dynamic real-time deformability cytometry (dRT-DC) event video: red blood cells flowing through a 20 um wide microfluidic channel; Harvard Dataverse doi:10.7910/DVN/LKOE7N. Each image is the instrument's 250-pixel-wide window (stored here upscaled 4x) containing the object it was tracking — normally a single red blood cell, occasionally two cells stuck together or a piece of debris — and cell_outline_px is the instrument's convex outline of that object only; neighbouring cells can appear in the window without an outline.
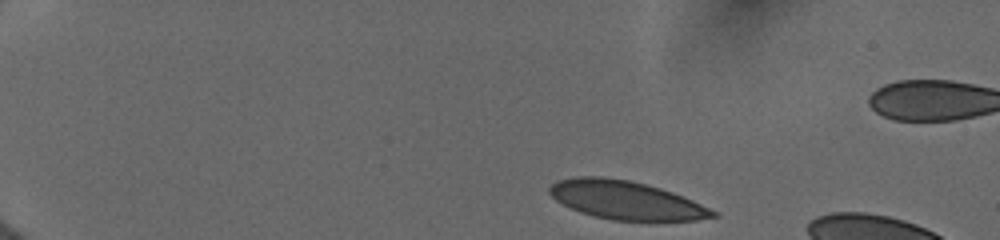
{"species": "human", "species_latin": "Homo sapiens", "temperature_condition": "cold", "stored_images_in_passage": 10, "camera_frame_rate_fps": 3000, "um_per_image_px": 0.085, "donor": {"sex": "female"}, "frame": {"image": 1, "passage_image": 1, "time_ms": 0.0, "image_size_px": [1000, 240], "cell_outline_px": [[720, 216], [696, 220], [612, 220], [580, 212], [556, 200], [548, 192], [548, 188], [556, 180], [576, 176], [604, 176], [632, 180], [660, 188], [672, 192], [692, 200], [716, 212]], "centroid_in_image_um": [53.17, 16.99], "position_along_channel_um": 31.8, "area_um2": 36.41}}
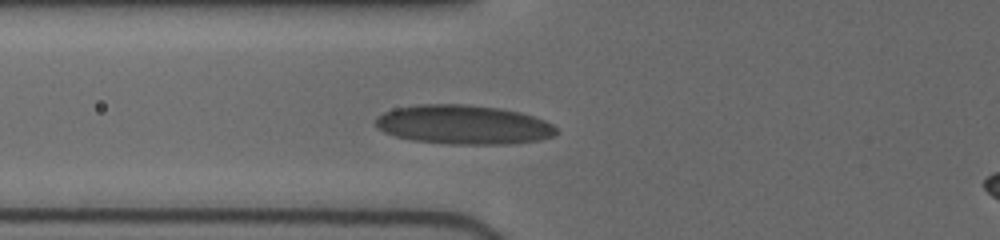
{"frame": {"image": 2, "passage_image": 7, "time_ms": 4.0, "image_size_px": [1000, 240], "cell_outline_px": [[556, 132], [552, 136], [540, 140], [508, 144], [448, 144], [412, 140], [396, 136], [384, 132], [376, 124], [376, 116], [384, 112], [396, 108], [420, 104], [464, 104], [500, 108], [520, 112], [544, 120], [552, 124], [556, 128]], "centroid_in_image_um": [39.39, 10.6], "position_along_channel_um": 86.4, "area_um2": 41.15}}
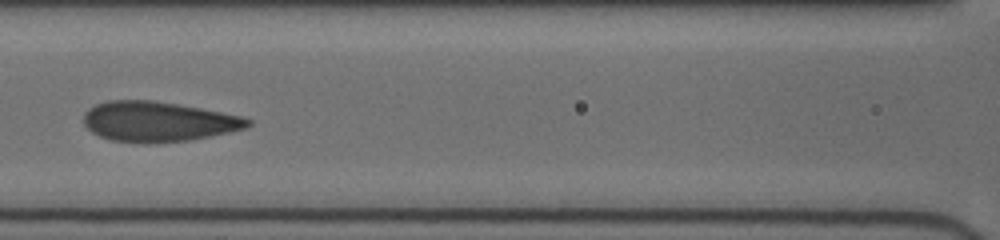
{"frame": {"image": 3, "passage_image": 9, "time_ms": 5.667, "image_size_px": [1000, 240], "cell_outline_px": [[252, 124], [248, 128], [212, 136], [188, 140], [148, 144], [112, 140], [100, 136], [92, 132], [84, 124], [84, 112], [88, 108], [96, 104], [108, 100], [152, 100], [200, 108], [240, 116], [252, 120]], "centroid_in_image_um": [13.44, 10.34], "position_along_channel_um": 153.2, "area_um2": 38.38}}